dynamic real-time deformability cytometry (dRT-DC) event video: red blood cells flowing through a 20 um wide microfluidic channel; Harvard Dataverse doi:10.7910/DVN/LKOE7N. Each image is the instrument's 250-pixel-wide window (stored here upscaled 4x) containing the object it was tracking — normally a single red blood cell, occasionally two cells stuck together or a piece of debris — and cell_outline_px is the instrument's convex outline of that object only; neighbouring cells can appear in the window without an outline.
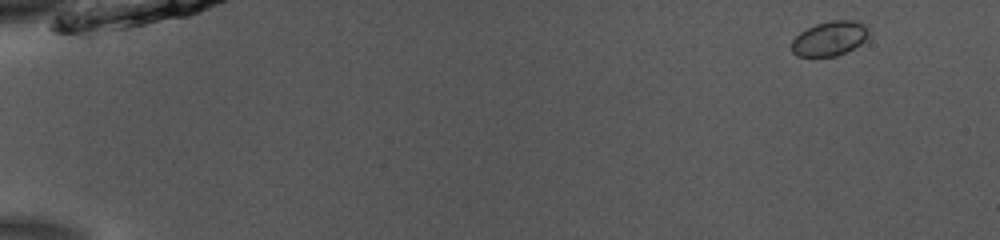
{"species": "common noctule bat (a hibernating species)", "species_latin": "Nyctalus noctula", "temperature_condition": "room temperature", "stored_images_in_passage": 51, "camera_frame_rate_fps": 3000, "um_per_image_px": 0.085, "animal": {"sex": "male", "body_mass_g": 13.0, "forearm_length_mm": 53.1}, "frame": {"image": 1, "passage_image": 2, "time_ms": 0.333, "image_size_px": [1000, 240], "cell_outline_px": [[868, 36], [860, 44], [836, 56], [796, 56], [792, 52], [792, 40], [800, 32], [816, 24], [832, 20], [852, 20], [868, 24]], "centroid_in_image_um": [70.52, 3.26], "position_along_channel_um": 14.5, "area_um2": 15.43}}
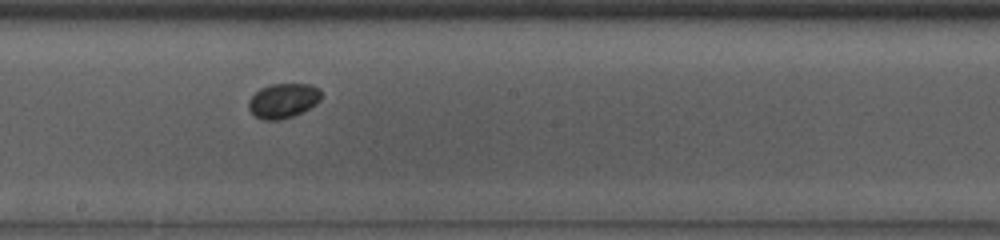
{"frame": {"image": 2, "passage_image": 29, "time_ms": 9.333, "image_size_px": [1000, 240], "cell_outline_px": [[320, 100], [316, 104], [292, 116], [280, 120], [264, 120], [256, 116], [248, 108], [248, 100], [260, 88], [272, 84], [312, 84], [320, 88]], "centroid_in_image_um": [24.07, 8.54], "position_along_channel_um": 224.1, "area_um2": 14.57}}
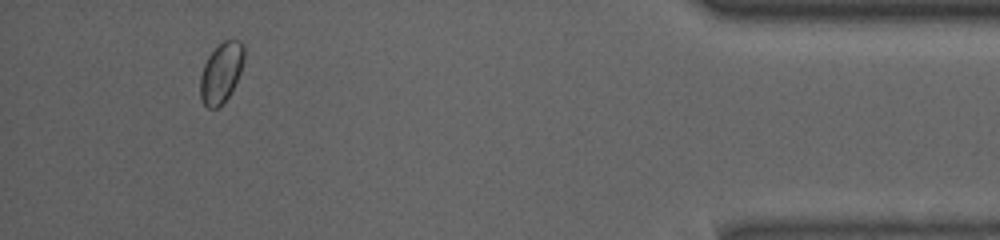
{"frame": {"image": 3, "passage_image": 48, "time_ms": 15.667, "image_size_px": [1000, 240], "cell_outline_px": [[244, 60], [240, 72], [228, 96], [216, 108], [208, 108], [204, 104], [200, 96], [200, 76], [204, 64], [208, 56], [224, 40], [240, 40], [244, 44]], "centroid_in_image_um": [18.8, 6.15], "position_along_channel_um": 416.4, "area_um2": 15.09}, "authors_computed_cell_mechanics": {"area_um2": 14.8546, "velocity_mm_per_s": 3.8479, "shape_relaxation_time_tau1_ms": null, "shape_relaxation_time_tau2_ms": 1.8313, "deformation_change_tau1": null, "deformation_change_tau2": 0.0161}}